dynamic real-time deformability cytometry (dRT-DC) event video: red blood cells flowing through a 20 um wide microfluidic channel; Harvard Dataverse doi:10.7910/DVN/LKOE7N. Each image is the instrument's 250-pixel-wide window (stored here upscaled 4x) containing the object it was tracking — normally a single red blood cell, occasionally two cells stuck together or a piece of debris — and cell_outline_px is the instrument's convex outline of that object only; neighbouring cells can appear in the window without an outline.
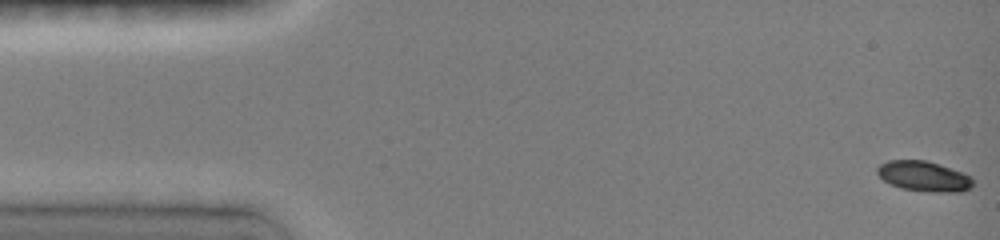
{"species": "common noctule bat (a hibernating species)", "species_latin": "Nyctalus noctula", "temperature_condition": "room temperature", "stored_images_in_passage": 5, "camera_frame_rate_fps": 3000, "um_per_image_px": 0.085, "animal": {"sex": "female", "body_mass_g": 19.0, "forearm_length_mm": 51.5}, "frame": {"image": 1, "passage_image": 1, "time_ms": 0.0, "image_size_px": [1000, 240], "cell_outline_px": [[972, 188], [960, 192], [928, 192], [900, 188], [884, 180], [876, 172], [876, 168], [880, 164], [888, 160], [924, 160], [964, 172], [972, 176]], "centroid_in_image_um": [78.54, 14.99], "position_along_channel_um": 6.5, "area_um2": 16.94}}
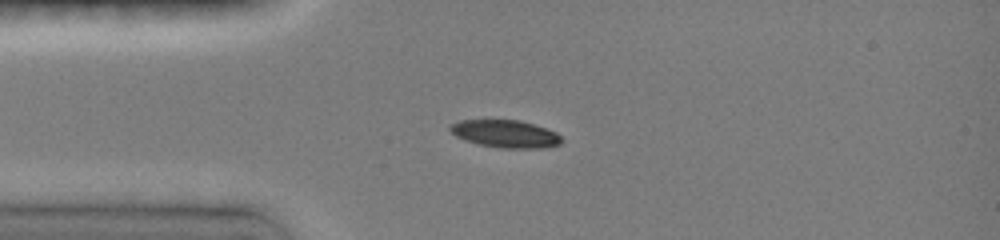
{"frame": {"image": 2, "passage_image": 4, "time_ms": 3.667, "image_size_px": [1000, 240], "cell_outline_px": [[560, 144], [544, 148], [500, 148], [480, 144], [464, 140], [456, 136], [448, 128], [452, 124], [460, 120], [520, 120], [556, 132], [560, 136]], "centroid_in_image_um": [42.94, 11.38], "position_along_channel_um": 42.1, "area_um2": 17.69}}